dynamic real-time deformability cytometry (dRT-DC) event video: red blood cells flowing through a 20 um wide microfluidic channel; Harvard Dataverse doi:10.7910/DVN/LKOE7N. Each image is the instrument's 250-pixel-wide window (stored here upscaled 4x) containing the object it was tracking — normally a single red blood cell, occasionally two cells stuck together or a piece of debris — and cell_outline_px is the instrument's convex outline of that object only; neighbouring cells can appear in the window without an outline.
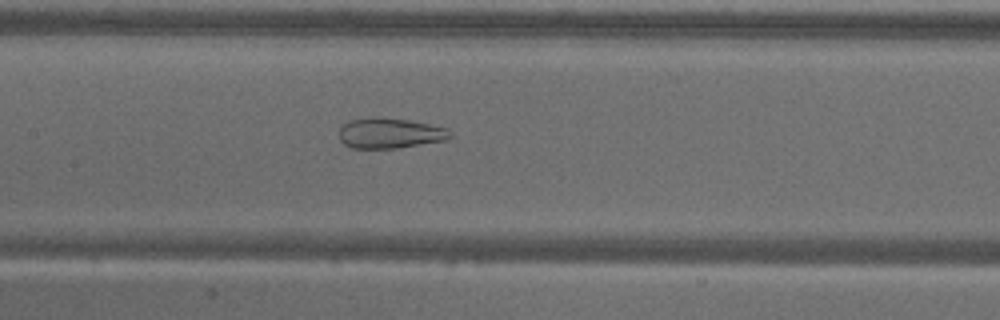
{"species": "common noctule bat (a hibernating species)", "species_latin": "Nyctalus noctula", "temperature_condition": "warm", "stored_images_in_passage": 57, "camera_frame_rate_fps": 3000, "um_per_image_px": 0.085, "animal": {"sex": "male", "body_mass_g": 18.8}, "frame": {"image": 1, "passage_image": 27, "time_ms": 8.667, "image_size_px": [1000, 320], "cell_outline_px": [[456, 136], [448, 140], [396, 148], [352, 148], [344, 144], [340, 140], [340, 128], [348, 120], [368, 116], [380, 116], [408, 120], [448, 128]], "centroid_in_image_um": [33.17, 11.3], "position_along_channel_um": 174.2, "area_um2": 20.06}}
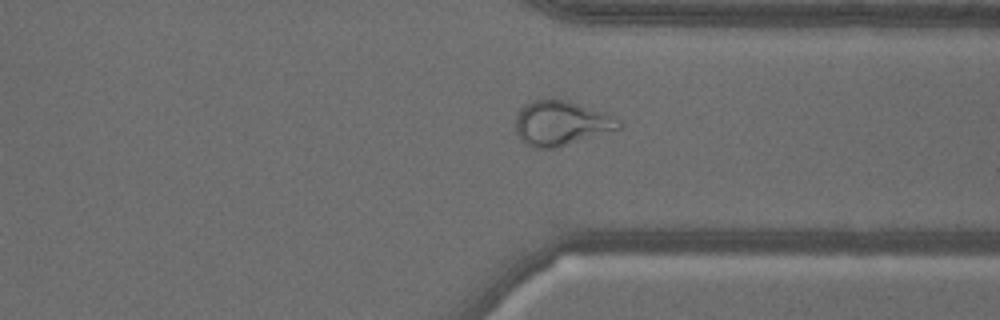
{"frame": {"image": 2, "passage_image": 43, "time_ms": 14.0, "image_size_px": [1000, 320], "cell_outline_px": [[620, 128], [556, 148], [532, 148], [524, 144], [520, 140], [516, 132], [516, 116], [520, 108], [524, 104], [532, 100], [568, 100], [612, 112], [620, 120]], "centroid_in_image_um": [47.71, 10.45], "position_along_channel_um": 363.7, "area_um2": 27.34}}
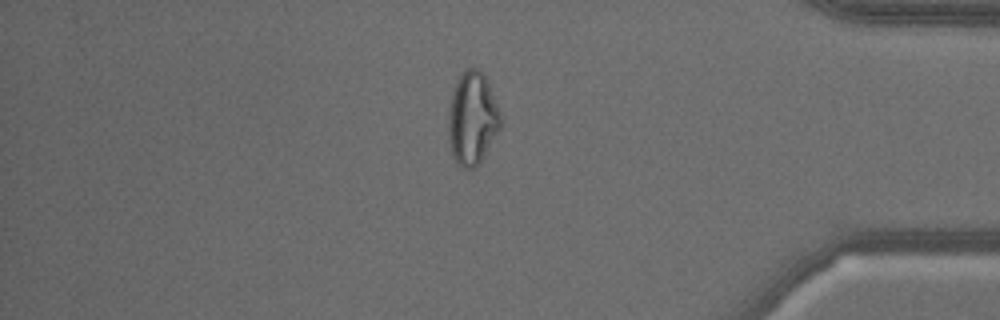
{"frame": {"image": 3, "passage_image": 48, "time_ms": 15.667, "image_size_px": [1000, 320], "cell_outline_px": [[504, 124], [476, 168], [464, 168], [456, 160], [452, 152], [448, 132], [448, 120], [452, 96], [456, 80], [468, 68], [476, 68], [484, 72], [500, 112]], "centroid_in_image_um": [40.19, 10.06], "position_along_channel_um": 395.0, "area_um2": 28.09}, "authors_computed_cell_mechanics": {"area_um2": 28.0908, "velocity_mm_per_s": 3.5619, "shape_relaxation_time_tau1_ms": null, "shape_relaxation_time_tau2_ms": 1.3492, "deformation_change_tau1": null, "deformation_change_tau2": 0.1012}}